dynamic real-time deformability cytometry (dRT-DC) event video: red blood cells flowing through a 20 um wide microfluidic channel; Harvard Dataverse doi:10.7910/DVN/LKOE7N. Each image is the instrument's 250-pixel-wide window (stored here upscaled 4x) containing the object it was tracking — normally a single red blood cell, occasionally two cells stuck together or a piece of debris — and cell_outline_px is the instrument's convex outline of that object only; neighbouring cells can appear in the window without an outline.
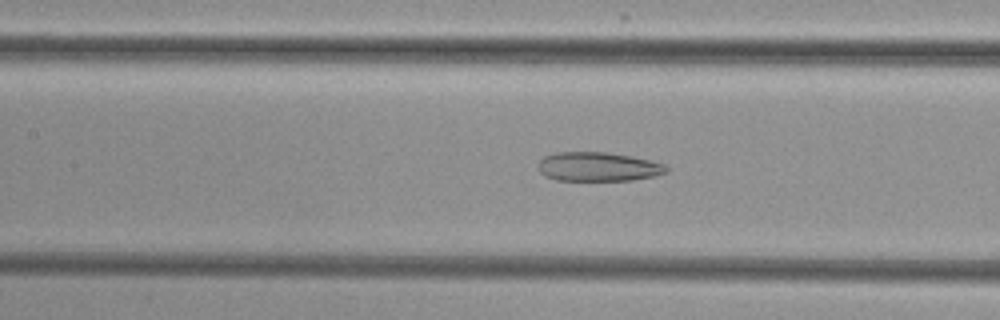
{"species": "common noctule bat (a hibernating species)", "species_latin": "Nyctalus noctula", "temperature_condition": "cold", "stored_images_in_passage": 52, "camera_frame_rate_fps": 3000, "um_per_image_px": 0.085, "animal": {"sex": "female", "body_mass_g": 29.2, "forearm_length_mm": 56.3}, "frame": {"image": 1, "passage_image": 24, "time_ms": 7.667, "image_size_px": [1000, 320], "cell_outline_px": [[668, 172], [656, 176], [632, 180], [556, 180], [544, 176], [536, 168], [536, 164], [544, 156], [556, 152], [604, 152], [632, 156], [664, 164], [668, 168]], "centroid_in_image_um": [50.8, 14.17], "position_along_channel_um": 156.6, "area_um2": 21.91}}
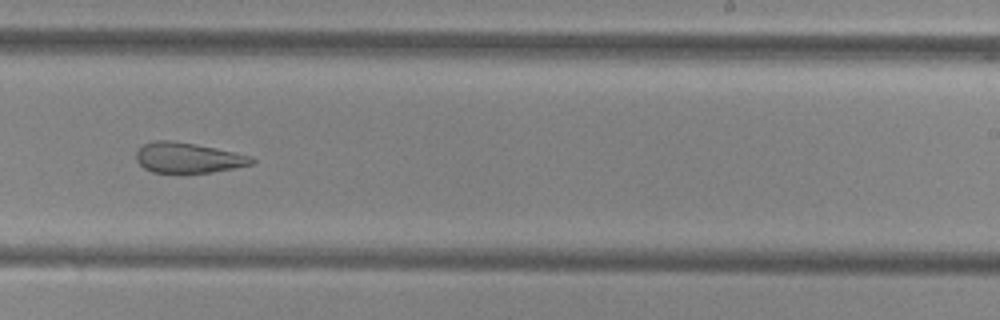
{"frame": {"image": 2, "passage_image": 33, "time_ms": 10.667, "image_size_px": [1000, 320], "cell_outline_px": [[256, 160], [252, 164], [212, 172], [180, 176], [152, 172], [144, 168], [136, 160], [136, 152], [144, 144], [156, 140], [172, 140], [196, 144], [216, 148], [252, 156]], "centroid_in_image_um": [15.96, 13.45], "position_along_channel_um": 273.0, "area_um2": 21.1}}
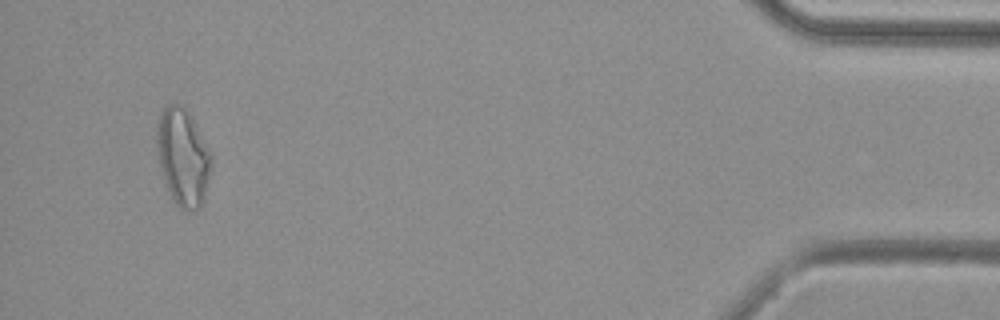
{"frame": {"image": 3, "passage_image": 50, "time_ms": 16.333, "image_size_px": [1000, 320], "cell_outline_px": [[212, 168], [204, 200], [200, 208], [196, 212], [184, 212], [172, 200], [164, 180], [160, 168], [156, 152], [156, 132], [160, 116], [164, 108], [168, 104], [180, 104], [188, 112], [212, 152]], "centroid_in_image_um": [15.57, 13.42], "position_along_channel_um": 419.6, "area_um2": 31.44}}